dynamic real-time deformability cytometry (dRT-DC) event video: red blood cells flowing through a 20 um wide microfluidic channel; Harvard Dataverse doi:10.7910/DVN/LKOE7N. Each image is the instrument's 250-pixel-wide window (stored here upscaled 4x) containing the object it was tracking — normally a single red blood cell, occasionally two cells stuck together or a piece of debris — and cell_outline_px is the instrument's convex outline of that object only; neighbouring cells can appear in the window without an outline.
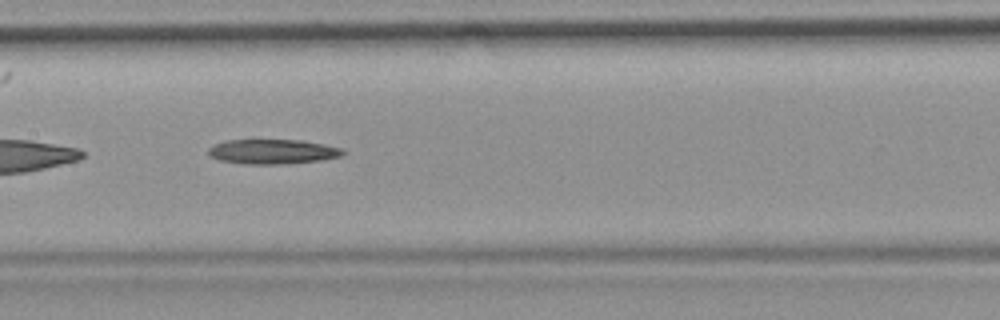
{"species": "common noctule bat (a hibernating species)", "species_latin": "Nyctalus noctula", "temperature_condition": "room temperature", "stored_images_in_passage": 36, "camera_frame_rate_fps": 3000, "um_per_image_px": 0.085, "animal": {"sex": "female", "body_mass_g": 19.9}, "frame": {"image": 1, "passage_image": 11, "time_ms": 3.333, "image_size_px": [1000, 320], "cell_outline_px": [[344, 152], [340, 156], [320, 160], [288, 164], [244, 164], [220, 160], [208, 156], [208, 148], [216, 144], [228, 140], [300, 140], [324, 144], [344, 148]], "centroid_in_image_um": [23.17, 12.89], "position_along_channel_um": 184.2, "area_um2": 19.36}}